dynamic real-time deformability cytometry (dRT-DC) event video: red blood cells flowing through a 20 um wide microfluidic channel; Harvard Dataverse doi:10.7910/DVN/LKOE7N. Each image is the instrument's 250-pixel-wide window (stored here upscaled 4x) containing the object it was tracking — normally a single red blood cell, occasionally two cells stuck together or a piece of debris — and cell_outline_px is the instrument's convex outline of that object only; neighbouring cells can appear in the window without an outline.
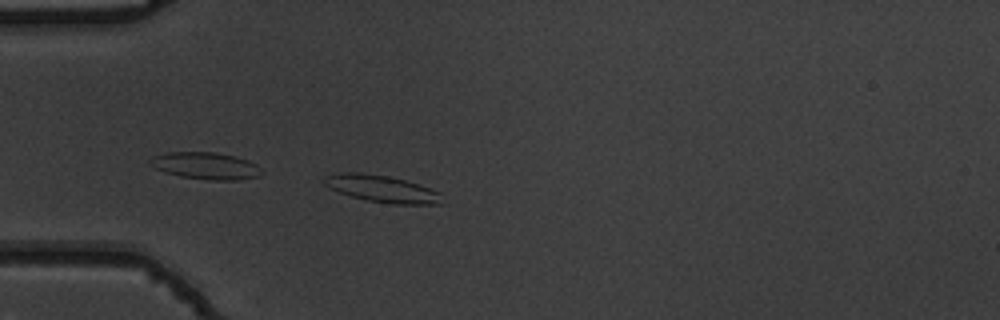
{"species": "common noctule bat (a hibernating species)", "species_latin": "Nyctalus noctula", "temperature_condition": "warm", "stored_images_in_passage": 7, "camera_frame_rate_fps": 3000, "um_per_image_px": 0.085, "animal": {"sex": "male", "body_mass_g": 19.5, "forearm_length_mm": 54.6}, "frame": {"image": 1, "passage_image": 1, "time_ms": 0.0, "image_size_px": [1000, 320], "cell_outline_px": [[444, 204], [392, 204], [368, 200], [352, 196], [328, 188], [324, 184], [324, 176], [340, 172], [360, 172], [388, 176], [404, 180], [432, 188], [440, 192]], "centroid_in_image_um": [32.49, 16.04], "position_along_channel_um": 52.5, "area_um2": 18.55}}